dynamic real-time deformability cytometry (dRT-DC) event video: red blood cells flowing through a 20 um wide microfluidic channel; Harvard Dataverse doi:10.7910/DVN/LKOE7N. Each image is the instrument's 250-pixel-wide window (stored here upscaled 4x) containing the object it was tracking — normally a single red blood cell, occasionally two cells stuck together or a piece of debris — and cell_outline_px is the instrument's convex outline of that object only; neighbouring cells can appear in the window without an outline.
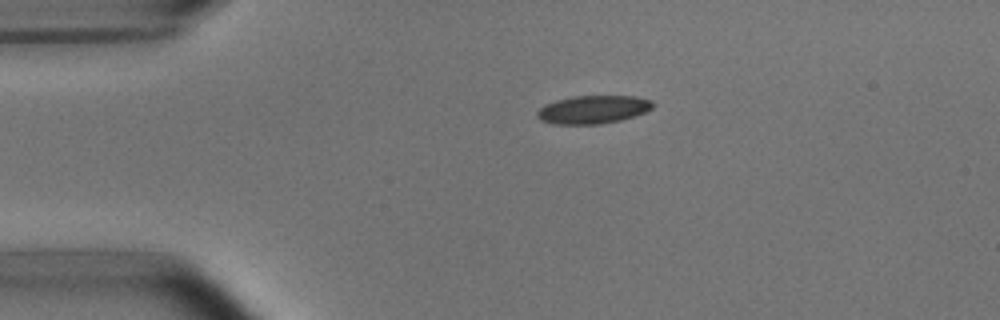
{"species": "common noctule bat (a hibernating species)", "species_latin": "Nyctalus noctula", "temperature_condition": "room temperature", "stored_images_in_passage": 42, "camera_frame_rate_fps": 3000, "um_per_image_px": 0.085, "animal": {"sex": "male", "body_mass_g": 15.6}, "frame": {"image": 1, "passage_image": 1, "time_ms": 0.0, "image_size_px": [1000, 320], "cell_outline_px": [[656, 104], [652, 108], [644, 112], [620, 120], [600, 124], [552, 124], [540, 120], [536, 116], [536, 112], [544, 104], [556, 100], [572, 96], [636, 96], [652, 100]], "centroid_in_image_um": [50.39, 9.3], "position_along_channel_um": 34.6, "area_um2": 19.07}}
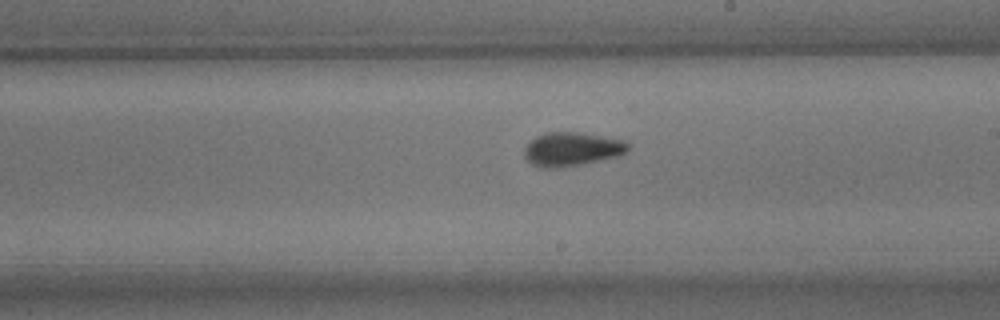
{"frame": {"image": 2, "passage_image": 20, "time_ms": 6.333, "image_size_px": [1000, 320], "cell_outline_px": [[628, 148], [620, 156], [580, 164], [556, 168], [540, 168], [532, 164], [524, 156], [524, 148], [536, 136], [544, 132], [576, 132], [624, 140], [628, 144]], "centroid_in_image_um": [48.57, 12.68], "position_along_channel_um": 240.4, "area_um2": 20.23}}
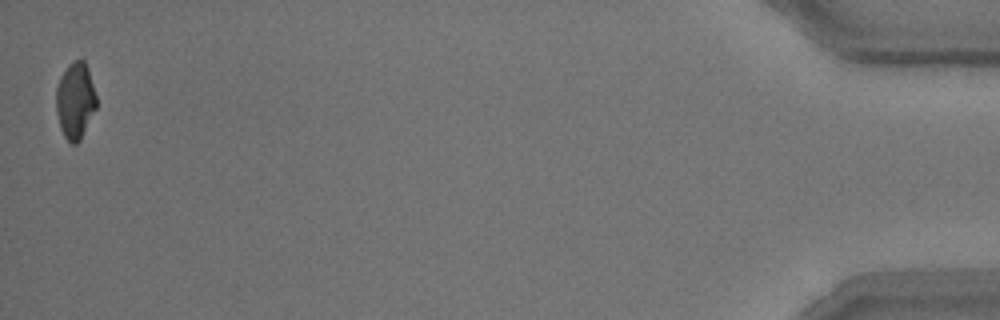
{"frame": {"image": 3, "passage_image": 42, "time_ms": 13.667, "image_size_px": [1000, 320], "cell_outline_px": [[96, 108], [80, 140], [76, 144], [72, 144], [64, 136], [60, 128], [56, 112], [56, 88], [60, 76], [68, 64], [76, 60], [84, 60], [88, 68], [96, 96]], "centroid_in_image_um": [6.38, 8.55], "position_along_channel_um": 428.8, "area_um2": 17.92}, "authors_computed_cell_mechanics": {"area_um2": 19.2763, "velocity_mm_per_s": 3.8149, "shape_relaxation_time_tau1_ms": 3.1934, "shape_relaxation_time_tau2_ms": 1.8703, "deformation_change_tau1": 0.1425, "deformation_change_tau2": 0.0868}}